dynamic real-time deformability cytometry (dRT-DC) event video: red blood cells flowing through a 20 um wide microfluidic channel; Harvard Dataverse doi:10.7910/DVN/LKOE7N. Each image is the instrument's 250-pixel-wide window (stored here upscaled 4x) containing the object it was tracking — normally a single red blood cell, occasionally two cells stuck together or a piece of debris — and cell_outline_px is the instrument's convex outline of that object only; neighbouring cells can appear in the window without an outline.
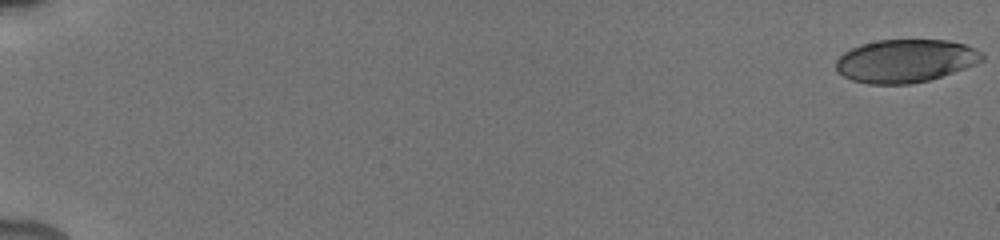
{"species": "human", "species_latin": "Homo sapiens", "temperature_condition": "cold", "stored_images_in_passage": 56, "camera_frame_rate_fps": 3000, "um_per_image_px": 0.085, "donor": {"sex": "male"}, "frame": {"image": 1, "passage_image": 1, "time_ms": 0.0, "image_size_px": [1000, 240], "cell_outline_px": [[984, 60], [976, 64], [928, 80], [908, 84], [868, 84], [852, 80], [836, 72], [836, 60], [844, 52], [860, 44], [876, 40], [948, 40], [964, 44], [976, 48], [984, 56]], "centroid_in_image_um": [76.94, 5.17], "position_along_channel_um": 8.1, "area_um2": 36.65}}
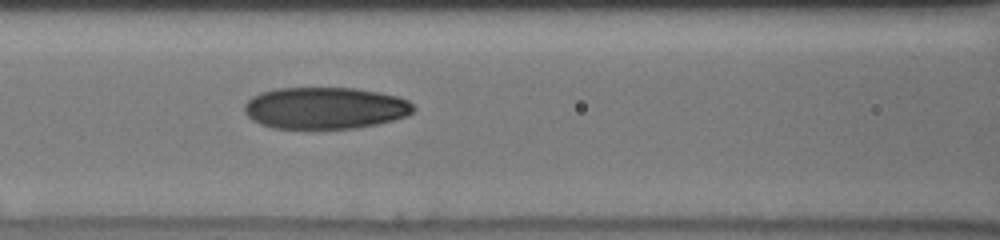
{"frame": {"image": 2, "passage_image": 28, "time_ms": 8.667, "image_size_px": [1000, 240], "cell_outline_px": [[416, 108], [408, 116], [376, 124], [356, 128], [272, 128], [260, 124], [252, 120], [244, 112], [244, 104], [252, 96], [260, 92], [276, 88], [356, 88], [396, 96], [408, 100]], "centroid_in_image_um": [27.61, 9.18], "position_along_channel_um": 139.0, "area_um2": 41.21}}
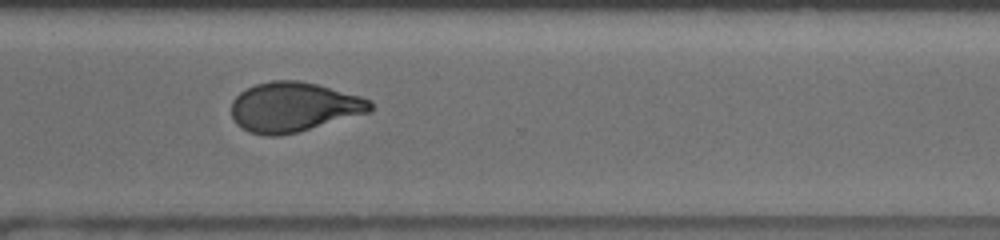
{"frame": {"image": 3, "passage_image": 44, "time_ms": 14.0, "image_size_px": [1000, 240], "cell_outline_px": [[372, 112], [296, 132], [276, 136], [264, 136], [248, 132], [236, 124], [232, 116], [232, 100], [240, 92], [256, 84], [272, 80], [300, 80], [316, 84], [360, 96], [368, 100], [372, 104]], "centroid_in_image_um": [24.94, 9.1], "position_along_channel_um": 345.7, "area_um2": 40.11}, "authors_computed_cell_mechanics": {"area_um2": 39.9687, "velocity_mm_per_s": 3.8924, "shape_relaxation_time_tau1_ms": 6.5663, "shape_relaxation_time_tau2_ms": 1.9374, "deformation_change_tau1": 0.2008, "deformation_change_tau2": 0.0754}}